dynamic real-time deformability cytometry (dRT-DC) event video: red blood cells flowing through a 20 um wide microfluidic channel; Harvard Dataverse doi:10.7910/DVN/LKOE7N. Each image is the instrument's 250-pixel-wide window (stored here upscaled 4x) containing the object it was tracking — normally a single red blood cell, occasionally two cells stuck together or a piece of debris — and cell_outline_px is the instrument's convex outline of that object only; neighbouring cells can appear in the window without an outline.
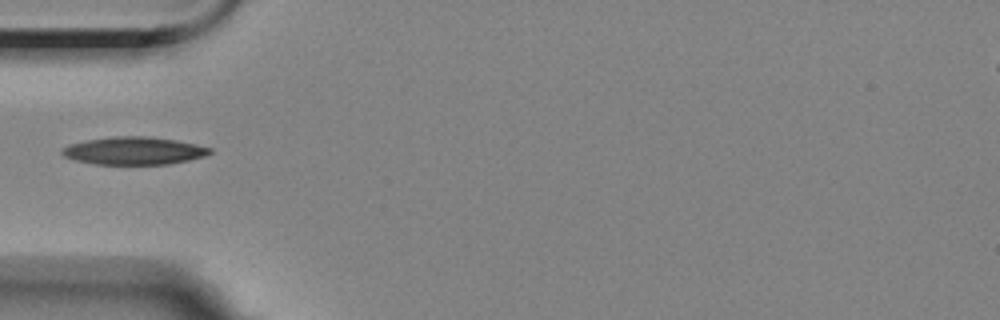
{"species": "Egyptian fruit bat (a non-hibernating species)", "species_latin": "Rousettus aegyptiacus", "temperature_condition": "room temperature", "stored_images_in_passage": 39, "camera_frame_rate_fps": 3000, "um_per_image_px": 0.085, "animal": {"sex": "female"}, "frame": {"image": 1, "passage_image": 1, "time_ms": 0.0, "image_size_px": [1000, 320], "cell_outline_px": [[212, 152], [204, 156], [188, 160], [168, 164], [96, 164], [76, 160], [64, 156], [60, 152], [60, 148], [68, 144], [88, 140], [112, 136], [144, 136], [176, 140], [196, 144], [212, 148]], "centroid_in_image_um": [11.36, 12.81], "position_along_channel_um": 73.6, "area_um2": 23.81}}
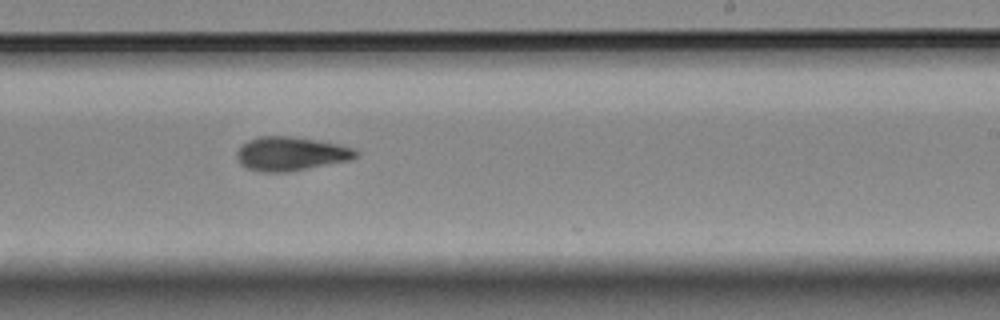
{"frame": {"image": 2, "passage_image": 17, "time_ms": 5.333, "image_size_px": [1000, 320], "cell_outline_px": [[360, 152], [352, 160], [288, 172], [260, 172], [248, 168], [240, 164], [236, 156], [236, 152], [248, 140], [260, 136], [292, 136], [320, 140], [340, 144], [356, 148]], "centroid_in_image_um": [24.77, 13.06], "position_along_channel_um": 264.2, "area_um2": 23.81}}
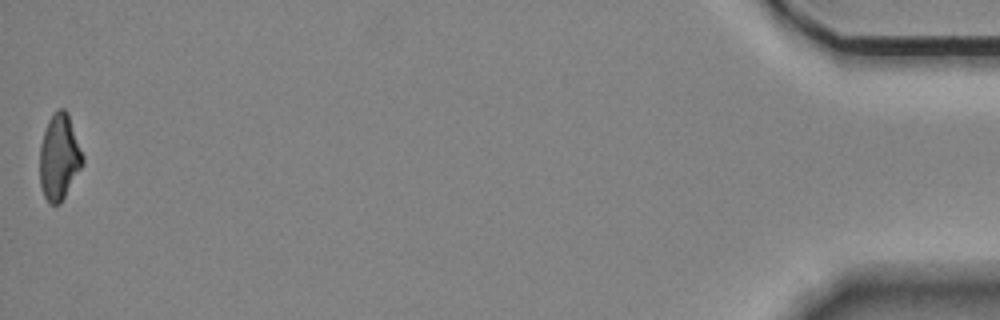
{"frame": {"image": 3, "passage_image": 39, "time_ms": 12.667, "image_size_px": [1000, 320], "cell_outline_px": [[84, 164], [60, 204], [52, 204], [44, 196], [40, 184], [40, 144], [48, 120], [60, 108], [64, 108], [68, 112], [84, 156]], "centroid_in_image_um": [5.05, 13.35], "position_along_channel_um": 430.1, "area_um2": 21.44}}